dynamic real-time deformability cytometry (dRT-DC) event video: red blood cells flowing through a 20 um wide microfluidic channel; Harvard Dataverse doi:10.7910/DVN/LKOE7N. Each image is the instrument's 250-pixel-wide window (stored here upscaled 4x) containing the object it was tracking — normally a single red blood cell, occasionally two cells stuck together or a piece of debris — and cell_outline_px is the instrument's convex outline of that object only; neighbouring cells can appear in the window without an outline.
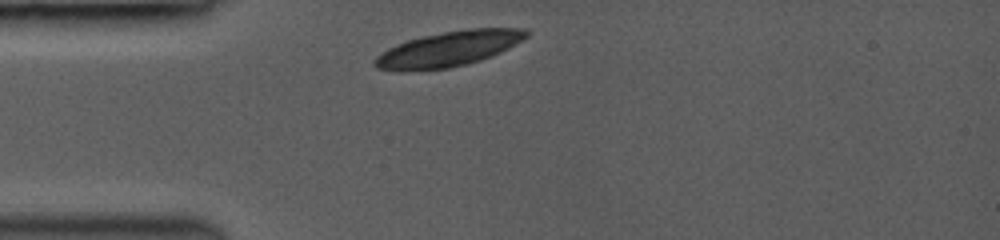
{"species": "common noctule bat (a hibernating species)", "species_latin": "Nyctalus noctula", "temperature_condition": "room temperature", "stored_images_in_passage": 5, "camera_frame_rate_fps": 3000, "um_per_image_px": 0.085, "animal": {"sex": "female", "body_mass_g": 19.0, "forearm_length_mm": 53.3}, "frame": {"image": 1, "passage_image": 1, "time_ms": 0.0, "image_size_px": [1000, 240], "cell_outline_px": [[532, 32], [528, 36], [508, 48], [500, 52], [480, 60], [468, 64], [448, 68], [396, 72], [376, 68], [372, 64], [376, 56], [388, 48], [396, 44], [408, 40], [424, 36], [444, 32], [472, 28], [528, 28]], "centroid_in_image_um": [38.12, 4.16], "position_along_channel_um": 46.9, "area_um2": 31.15}}